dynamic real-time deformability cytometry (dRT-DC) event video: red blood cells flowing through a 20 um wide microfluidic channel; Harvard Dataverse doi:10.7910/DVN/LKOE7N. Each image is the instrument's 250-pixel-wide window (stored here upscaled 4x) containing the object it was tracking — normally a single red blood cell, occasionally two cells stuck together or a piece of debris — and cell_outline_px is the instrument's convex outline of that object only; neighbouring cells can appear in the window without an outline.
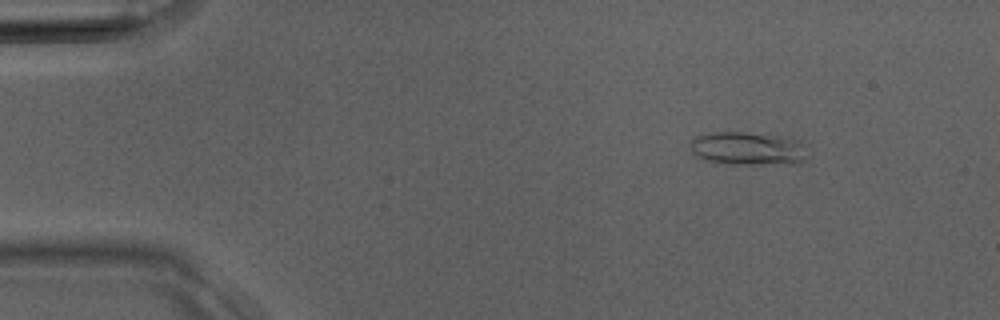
{"species": "Egyptian fruit bat (a non-hibernating species)", "species_latin": "Rousettus aegyptiacus", "temperature_condition": "room temperature", "stored_images_in_passage": 33, "camera_frame_rate_fps": 3000, "um_per_image_px": 0.085, "animal": {"sex": "male"}, "frame": {"image": 1, "passage_image": 1, "time_ms": 0.0, "image_size_px": [1000, 320], "cell_outline_px": [[800, 164], [728, 164], [708, 160], [696, 156], [688, 148], [688, 144], [696, 136], [712, 132], [748, 132], [780, 136], [796, 140], [800, 160]], "centroid_in_image_um": [63.36, 12.62], "position_along_channel_um": 21.6, "area_um2": 22.02}}
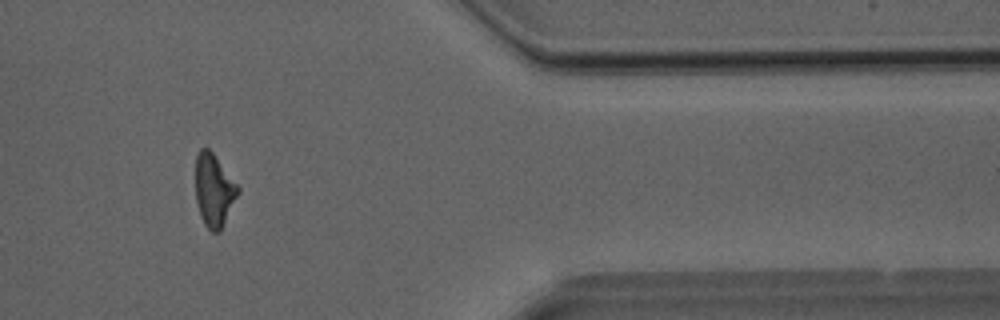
{"frame": {"image": 2, "passage_image": 27, "time_ms": 8.667, "image_size_px": [1000, 320], "cell_outline_px": [[240, 192], [220, 232], [212, 232], [204, 224], [200, 216], [196, 200], [196, 156], [200, 148], [208, 148], [212, 152], [240, 188]], "centroid_in_image_um": [18.19, 16.19], "position_along_channel_um": 393.2, "area_um2": 17.92}}
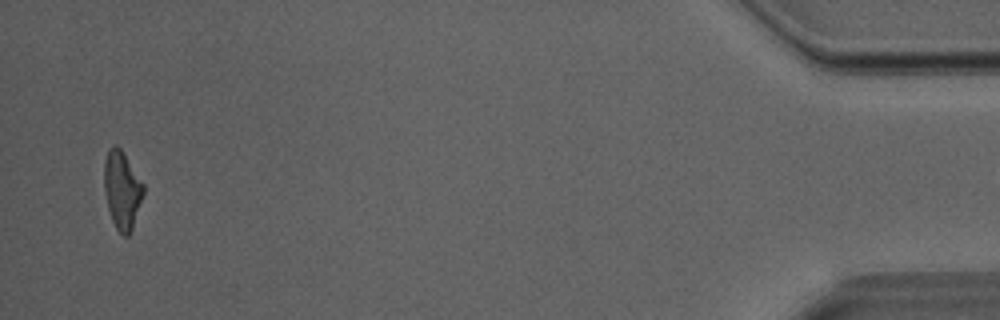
{"frame": {"image": 3, "passage_image": 32, "time_ms": 10.333, "image_size_px": [1000, 320], "cell_outline_px": [[144, 192], [132, 228], [128, 236], [124, 236], [116, 228], [112, 220], [108, 208], [104, 192], [104, 160], [108, 148], [112, 144], [116, 144], [120, 148], [144, 184]], "centroid_in_image_um": [10.35, 16.11], "position_along_channel_um": 424.8, "area_um2": 17.74}}